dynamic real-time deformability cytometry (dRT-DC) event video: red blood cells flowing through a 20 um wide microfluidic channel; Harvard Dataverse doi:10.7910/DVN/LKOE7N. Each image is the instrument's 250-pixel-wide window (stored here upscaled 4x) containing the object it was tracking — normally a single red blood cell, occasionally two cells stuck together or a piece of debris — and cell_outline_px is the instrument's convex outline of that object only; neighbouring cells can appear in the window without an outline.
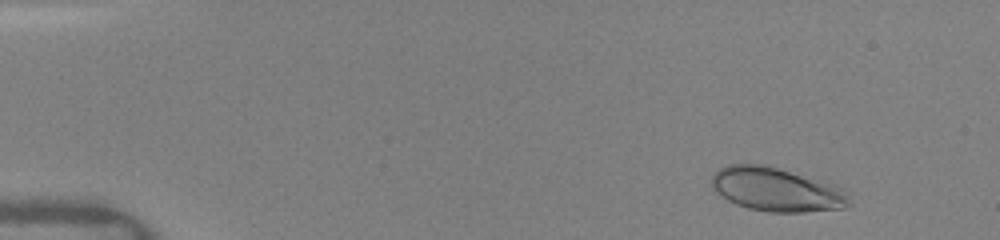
{"species": "human", "species_latin": "Homo sapiens", "temperature_condition": "warm", "stored_images_in_passage": 33, "camera_frame_rate_fps": 3000, "um_per_image_px": 0.085, "donor": {"sex": "female"}, "frame": {"image": 1, "passage_image": 1, "time_ms": 0.0, "image_size_px": [1000, 240], "cell_outline_px": [[848, 204], [844, 208], [804, 212], [768, 212], [748, 208], [736, 204], [728, 200], [716, 192], [712, 188], [712, 172], [728, 164], [768, 164], [836, 184], [848, 196]], "centroid_in_image_um": [65.97, 16.09], "position_along_channel_um": 19.0, "area_um2": 35.37}}
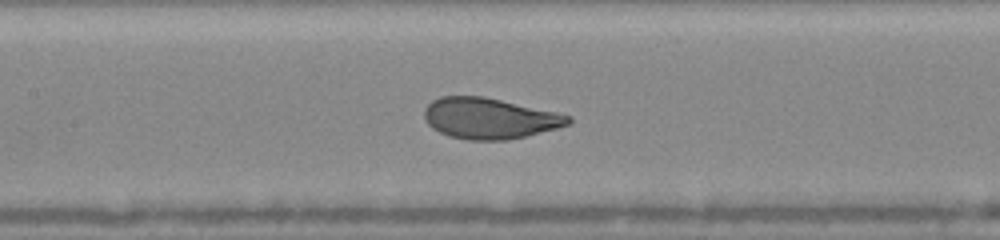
{"frame": {"image": 2, "passage_image": 12, "time_ms": 6.333, "image_size_px": [1000, 240], "cell_outline_px": [[572, 124], [508, 140], [468, 140], [448, 136], [432, 128], [424, 120], [424, 108], [432, 100], [440, 96], [484, 96], [556, 112], [572, 116]], "centroid_in_image_um": [41.58, 10.06], "position_along_channel_um": 165.8, "area_um2": 34.39}}
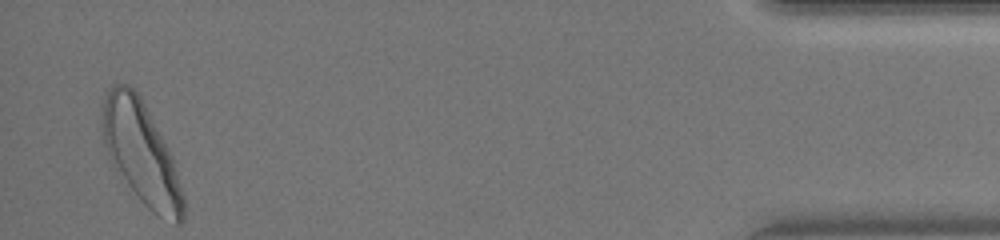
{"frame": {"image": 3, "passage_image": 33, "time_ms": 14.333, "image_size_px": [1000, 240], "cell_outline_px": [[184, 220], [180, 224], [176, 224], [152, 212], [140, 200], [116, 168], [108, 152], [104, 140], [100, 124], [100, 120], [104, 96], [112, 84], [128, 84], [140, 96], [172, 156], [184, 196]], "centroid_in_image_um": [12.0, 12.99], "position_along_channel_um": 423.2, "area_um2": 47.51}, "authors_computed_cell_mechanics": {"area_um2": 34.7956, "velocity_mm_per_s": 4.0999, "shape_relaxation_time_tau1_ms": 2.3753, "shape_relaxation_time_tau2_ms": null, "deformation_change_tau1": 0.1396, "deformation_change_tau2": null}}